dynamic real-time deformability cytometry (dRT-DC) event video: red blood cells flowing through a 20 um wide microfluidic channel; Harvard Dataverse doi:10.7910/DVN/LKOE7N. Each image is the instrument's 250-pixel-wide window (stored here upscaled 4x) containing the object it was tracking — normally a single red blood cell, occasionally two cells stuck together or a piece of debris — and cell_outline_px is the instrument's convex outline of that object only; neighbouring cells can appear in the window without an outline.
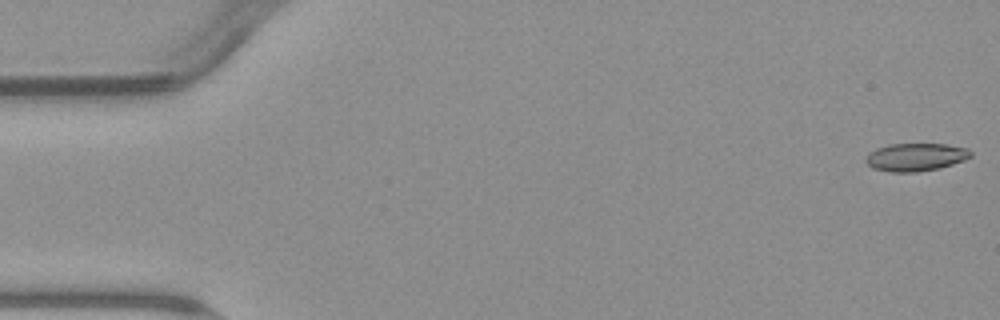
{"species": "common noctule bat (a hibernating species)", "species_latin": "Nyctalus noctula", "temperature_condition": "warm", "stored_images_in_passage": 5, "camera_frame_rate_fps": 3000, "um_per_image_px": 0.085, "animal": {"sex": "male", "body_mass_g": 23.1, "forearm_length_mm": 52.7}, "frame": {"image": 1, "passage_image": 1, "time_ms": 0.0, "image_size_px": [1000, 320], "cell_outline_px": [[972, 156], [964, 160], [940, 168], [916, 172], [888, 172], [872, 168], [864, 160], [868, 152], [876, 148], [888, 144], [948, 144], [968, 148], [972, 152]], "centroid_in_image_um": [77.82, 13.35], "position_along_channel_um": 7.2, "area_um2": 17.28}}
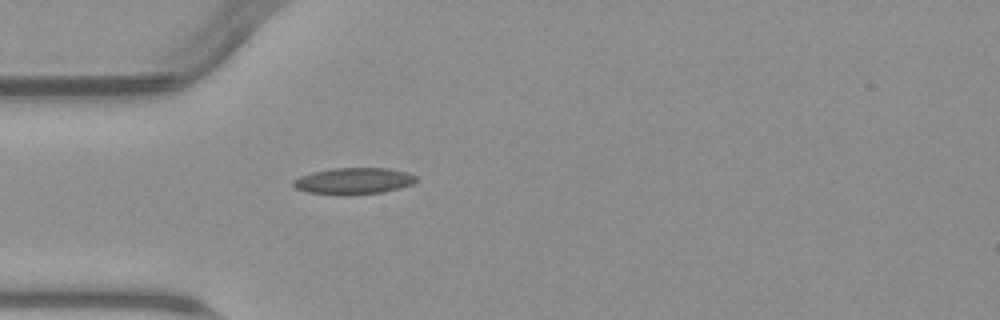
{"frame": {"image": 2, "passage_image": 5, "time_ms": 5.0, "image_size_px": [1000, 320], "cell_outline_px": [[416, 180], [412, 184], [400, 188], [384, 192], [352, 196], [340, 196], [304, 192], [296, 188], [292, 184], [292, 180], [300, 176], [312, 172], [332, 168], [388, 168], [408, 172], [416, 176]], "centroid_in_image_um": [30.03, 15.4], "position_along_channel_um": 55.0, "area_um2": 19.48}}